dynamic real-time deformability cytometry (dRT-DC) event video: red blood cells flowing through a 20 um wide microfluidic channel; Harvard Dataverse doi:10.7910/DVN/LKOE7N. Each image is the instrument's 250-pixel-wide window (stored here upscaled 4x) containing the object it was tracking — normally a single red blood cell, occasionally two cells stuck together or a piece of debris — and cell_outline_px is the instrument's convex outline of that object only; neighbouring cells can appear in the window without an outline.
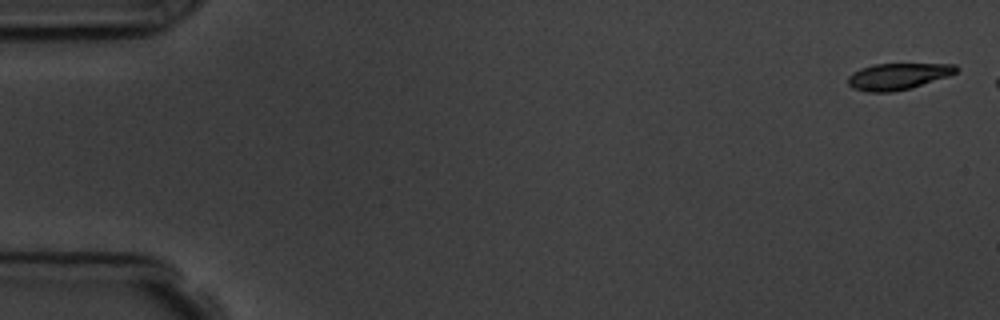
{"species": "common noctule bat (a hibernating species)", "species_latin": "Nyctalus noctula", "temperature_condition": "room temperature", "stored_images_in_passage": 9, "camera_frame_rate_fps": 3000, "um_per_image_px": 0.085, "animal": {"sex": "male", "body_mass_g": 19.5, "forearm_length_mm": 54.6}, "frame": {"image": 1, "passage_image": 1, "time_ms": 0.0, "image_size_px": [1000, 320], "cell_outline_px": [[960, 68], [956, 72], [948, 76], [908, 88], [892, 92], [868, 92], [852, 88], [848, 84], [848, 76], [852, 72], [860, 68], [876, 64], [956, 64]], "centroid_in_image_um": [76.29, 6.48], "position_along_channel_um": 8.7, "area_um2": 16.53}}